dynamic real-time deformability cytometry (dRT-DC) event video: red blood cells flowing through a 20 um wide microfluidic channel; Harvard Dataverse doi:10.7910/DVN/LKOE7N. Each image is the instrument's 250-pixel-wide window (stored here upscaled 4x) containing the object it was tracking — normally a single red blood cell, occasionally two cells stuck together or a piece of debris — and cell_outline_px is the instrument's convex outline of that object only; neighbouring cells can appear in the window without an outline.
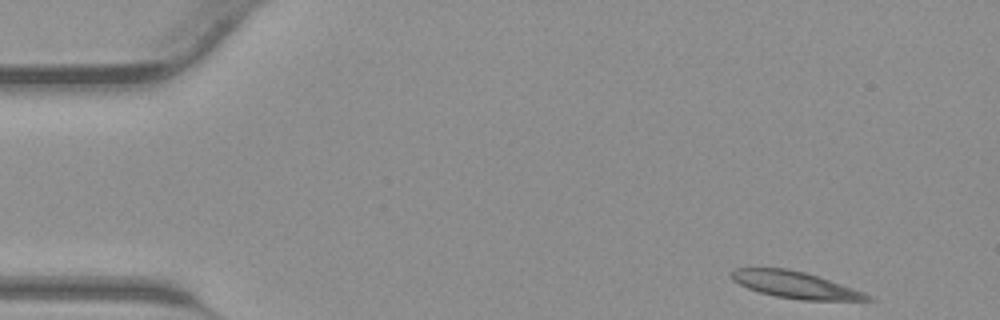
{"species": "common noctule bat (a hibernating species)", "species_latin": "Nyctalus noctula", "temperature_condition": "warm", "stored_images_in_passage": 40, "camera_frame_rate_fps": 3000, "um_per_image_px": 0.085, "animal": {"sex": "male", "body_mass_g": 23.1, "forearm_length_mm": 52.7}, "frame": {"image": 1, "passage_image": 1, "time_ms": 0.0, "image_size_px": [1000, 320], "cell_outline_px": [[876, 300], [800, 300], [776, 296], [760, 292], [748, 288], [732, 280], [732, 272], [736, 268], [788, 268], [804, 272], [864, 292], [872, 296]], "centroid_in_image_um": [67.6, 24.22], "position_along_channel_um": 17.4, "area_um2": 20.81}}
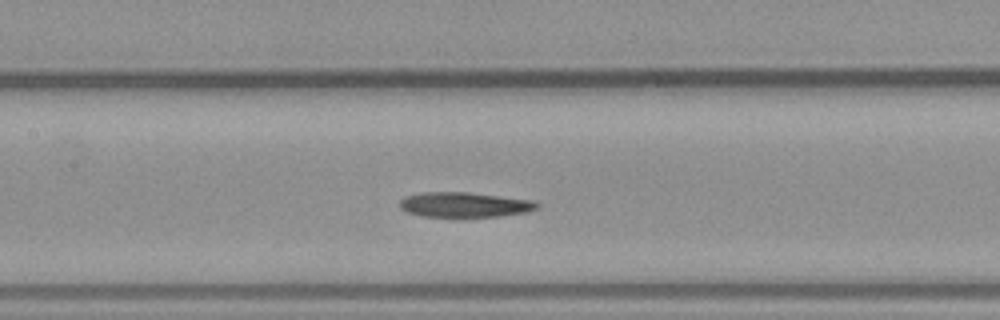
{"frame": {"image": 2, "passage_image": 17, "time_ms": 5.333, "image_size_px": [1000, 320], "cell_outline_px": [[540, 204], [536, 208], [528, 212], [500, 216], [420, 216], [408, 212], [400, 208], [400, 200], [404, 196], [420, 192], [468, 192], [536, 200]], "centroid_in_image_um": [39.5, 17.38], "position_along_channel_um": 167.9, "area_um2": 20.06}}
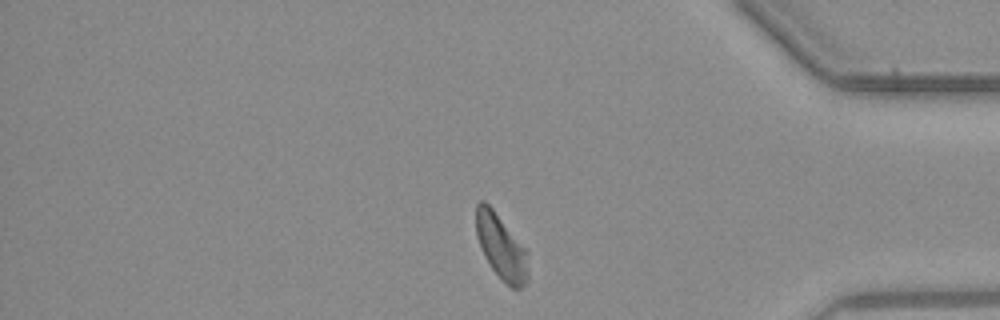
{"frame": {"image": 3, "passage_image": 33, "time_ms": 10.667, "image_size_px": [1000, 320], "cell_outline_px": [[528, 280], [520, 288], [512, 288], [492, 268], [484, 256], [476, 236], [476, 204], [480, 200], [484, 200], [492, 208], [528, 248]], "centroid_in_image_um": [42.63, 20.95], "position_along_channel_um": 392.6, "area_um2": 19.88}}